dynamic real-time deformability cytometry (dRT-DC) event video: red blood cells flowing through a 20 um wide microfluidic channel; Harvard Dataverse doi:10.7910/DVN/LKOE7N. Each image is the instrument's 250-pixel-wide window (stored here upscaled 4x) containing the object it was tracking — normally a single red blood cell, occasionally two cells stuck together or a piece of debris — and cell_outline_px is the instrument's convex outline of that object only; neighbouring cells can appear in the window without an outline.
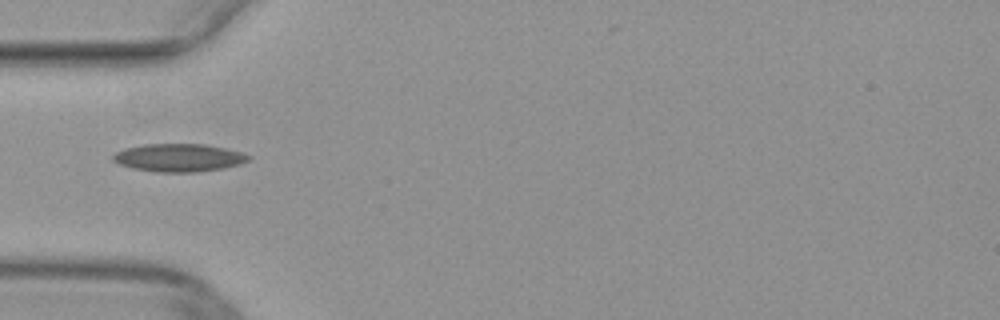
{"species": "common noctule bat (a hibernating species)", "species_latin": "Nyctalus noctula", "temperature_condition": "warm", "stored_images_in_passage": 35, "camera_frame_rate_fps": 3000, "um_per_image_px": 0.085, "animal": {"sex": "female", "body_mass_g": 29.2, "forearm_length_mm": 56.3}, "frame": {"image": 1, "passage_image": 1, "time_ms": 0.0, "image_size_px": [1000, 320], "cell_outline_px": [[252, 156], [248, 160], [240, 164], [224, 168], [196, 172], [156, 172], [132, 168], [120, 164], [112, 160], [112, 156], [116, 152], [124, 148], [144, 144], [204, 144], [224, 148], [240, 152]], "centroid_in_image_um": [15.18, 13.4], "position_along_channel_um": 69.8, "area_um2": 22.02}}
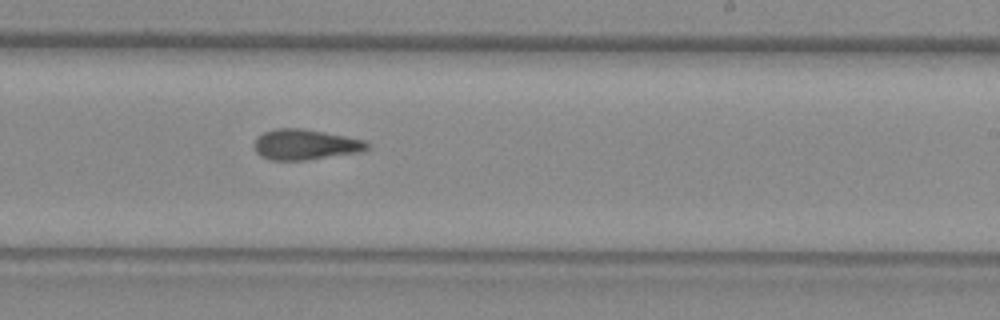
{"frame": {"image": 2, "passage_image": 15, "time_ms": 4.667, "image_size_px": [1000, 320], "cell_outline_px": [[372, 144], [364, 152], [304, 160], [268, 160], [260, 156], [256, 152], [252, 144], [256, 136], [264, 132], [276, 128], [300, 128], [324, 132], [364, 140]], "centroid_in_image_um": [25.93, 12.29], "position_along_channel_um": 263.1, "area_um2": 20.35}}
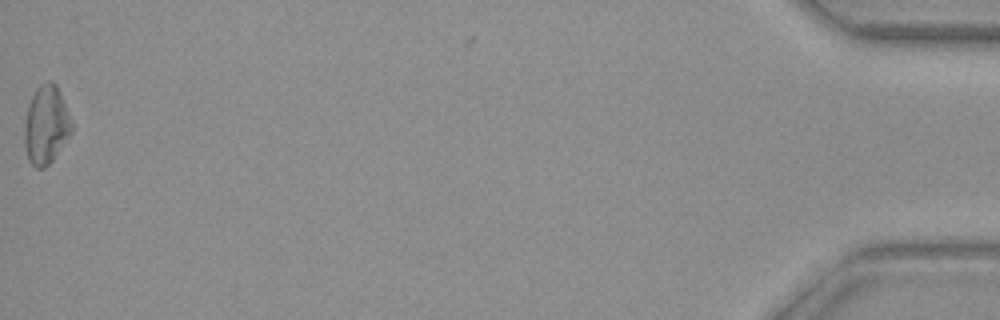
{"frame": {"image": 3, "passage_image": 35, "time_ms": 11.333, "image_size_px": [1000, 320], "cell_outline_px": [[72, 132], [52, 160], [44, 168], [36, 168], [28, 160], [24, 144], [24, 128], [28, 104], [36, 88], [40, 84], [48, 80], [52, 80], [56, 84], [60, 92], [68, 112], [72, 124]], "centroid_in_image_um": [3.9, 10.6], "position_along_channel_um": 431.3, "area_um2": 21.5}}